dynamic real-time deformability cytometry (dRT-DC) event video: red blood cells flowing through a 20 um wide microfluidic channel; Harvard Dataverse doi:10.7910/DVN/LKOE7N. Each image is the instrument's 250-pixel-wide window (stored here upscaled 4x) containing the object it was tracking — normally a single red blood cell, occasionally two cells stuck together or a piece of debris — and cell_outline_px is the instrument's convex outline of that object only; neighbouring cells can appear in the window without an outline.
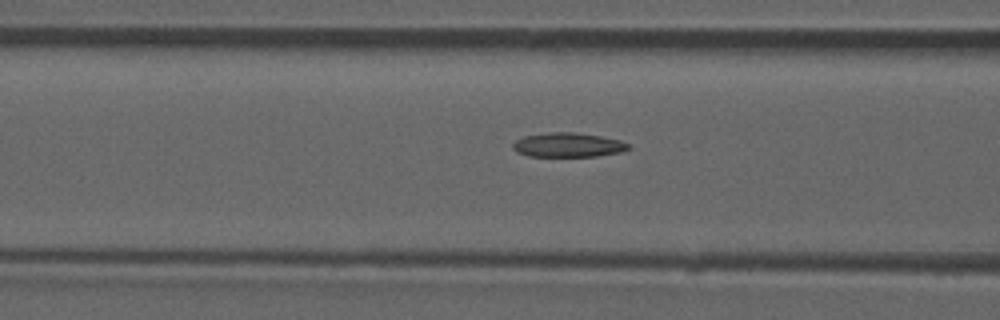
{"species": "common noctule bat (a hibernating species)", "species_latin": "Nyctalus noctula", "temperature_condition": "room temperature", "stored_images_in_passage": 5, "camera_frame_rate_fps": 3000, "um_per_image_px": 0.085, "animal": {"sex": "male", "forearm_length_mm": 52.5}, "frame": {"image": 1, "passage_image": 5, "time_ms": 5.333, "image_size_px": [1000, 320], "cell_outline_px": [[632, 148], [620, 152], [596, 156], [528, 156], [516, 152], [512, 148], [512, 144], [516, 140], [524, 136], [548, 132], [572, 132], [600, 136], [620, 140], [628, 144]], "centroid_in_image_um": [48.26, 12.32], "position_along_channel_um": 118.3, "area_um2": 16.36}}